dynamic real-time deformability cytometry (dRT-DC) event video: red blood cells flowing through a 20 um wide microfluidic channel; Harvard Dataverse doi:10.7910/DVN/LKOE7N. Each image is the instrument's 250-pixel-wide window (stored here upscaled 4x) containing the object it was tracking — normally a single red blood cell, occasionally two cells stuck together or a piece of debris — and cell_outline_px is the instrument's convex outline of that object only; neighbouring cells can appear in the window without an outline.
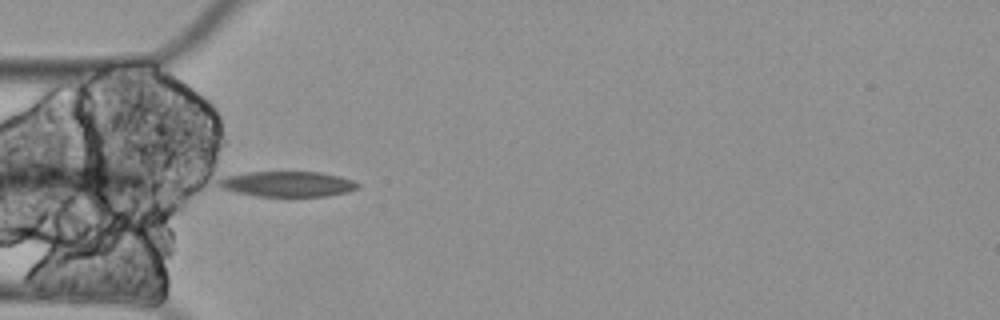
{"species": "Egyptian fruit bat (a non-hibernating species)", "species_latin": "Rousettus aegyptiacus", "temperature_condition": "cold", "stored_images_in_passage": 7, "camera_frame_rate_fps": 3000, "um_per_image_px": 0.085, "animal": {"sex": "female"}, "frame": {"image": 1, "passage_image": 4, "time_ms": 1.0, "image_size_px": [1000, 320], "cell_outline_px": [[360, 188], [348, 192], [328, 196], [256, 196], [236, 192], [220, 188], [216, 184], [216, 180], [224, 176], [248, 172], [320, 172], [340, 176], [352, 180], [360, 184]], "centroid_in_image_um": [24.42, 15.64], "position_along_channel_um": 60.6, "area_um2": 20.81}}
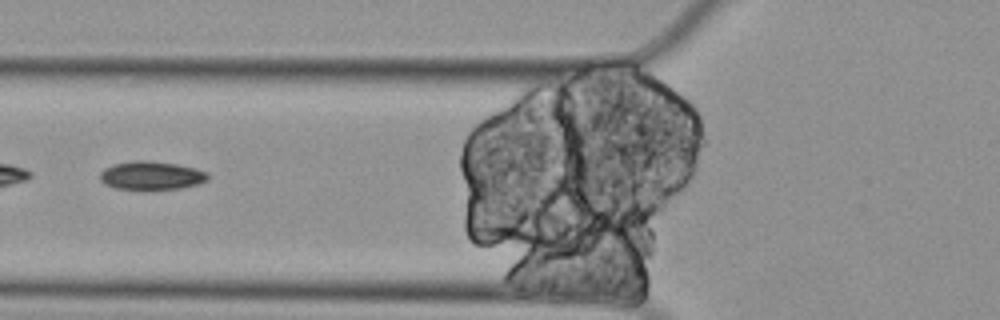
{"frame": {"image": 2, "passage_image": 5, "time_ms": 1.333, "image_size_px": [1000, 320], "cell_outline_px": [[208, 180], [200, 184], [180, 188], [116, 188], [104, 184], [100, 180], [100, 172], [104, 168], [112, 164], [136, 160], [152, 160], [176, 164], [196, 168], [208, 172]], "centroid_in_image_um": [12.88, 14.89], "position_along_channel_um": 112.9, "area_um2": 17.8}}